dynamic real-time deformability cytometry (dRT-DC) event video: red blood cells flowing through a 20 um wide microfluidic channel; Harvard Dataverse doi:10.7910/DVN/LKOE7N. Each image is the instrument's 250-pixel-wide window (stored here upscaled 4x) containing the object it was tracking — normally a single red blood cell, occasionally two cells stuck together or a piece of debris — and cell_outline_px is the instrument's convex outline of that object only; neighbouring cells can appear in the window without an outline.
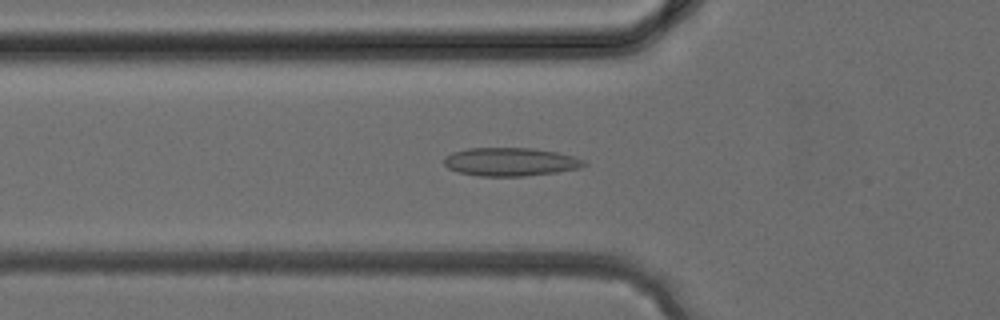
{"species": "common noctule bat (a hibernating species)", "species_latin": "Nyctalus noctula", "temperature_condition": "cold", "stored_images_in_passage": 34, "camera_frame_rate_fps": 3000, "um_per_image_px": 0.085, "animal": {"sex": "female", "body_mass_g": 24.6, "forearm_length_mm": 56.2}, "frame": {"image": 1, "passage_image": 9, "time_ms": 2.667, "image_size_px": [1000, 320], "cell_outline_px": [[588, 164], [580, 168], [556, 172], [524, 176], [480, 176], [460, 172], [448, 168], [444, 164], [444, 156], [452, 152], [468, 148], [532, 148], [556, 152], [572, 156], [584, 160]], "centroid_in_image_um": [43.38, 13.75], "position_along_channel_um": 82.4, "area_um2": 23.06}}
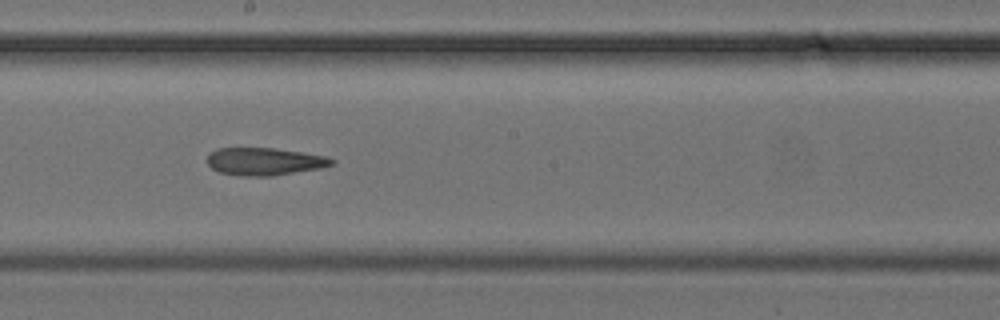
{"frame": {"image": 2, "passage_image": 17, "time_ms": 5.333, "image_size_px": [1000, 320], "cell_outline_px": [[336, 164], [320, 168], [272, 176], [240, 176], [220, 172], [212, 168], [208, 164], [208, 156], [212, 152], [220, 148], [276, 148], [328, 156], [336, 160]], "centroid_in_image_um": [22.55, 13.73], "position_along_channel_um": 225.7, "area_um2": 20.06}}
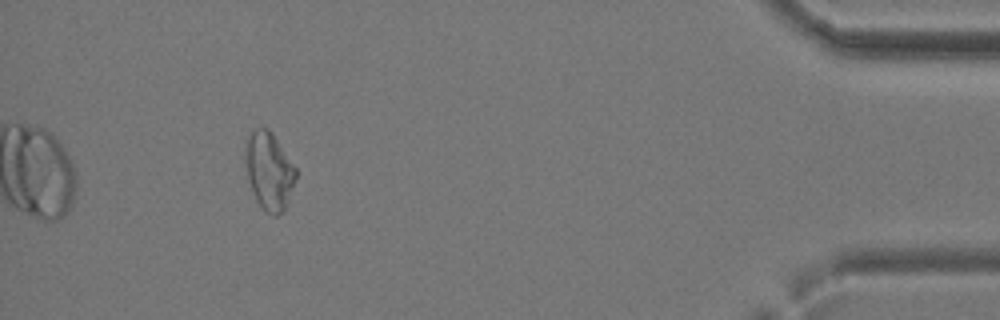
{"frame": {"image": 3, "passage_image": 31, "time_ms": 10.0, "image_size_px": [1000, 320], "cell_outline_px": [[296, 180], [288, 200], [284, 208], [276, 216], [272, 216], [256, 200], [248, 176], [244, 156], [244, 144], [248, 136], [256, 128], [268, 128], [272, 132], [296, 168]], "centroid_in_image_um": [22.87, 14.48], "position_along_channel_um": 412.3, "area_um2": 22.54}}